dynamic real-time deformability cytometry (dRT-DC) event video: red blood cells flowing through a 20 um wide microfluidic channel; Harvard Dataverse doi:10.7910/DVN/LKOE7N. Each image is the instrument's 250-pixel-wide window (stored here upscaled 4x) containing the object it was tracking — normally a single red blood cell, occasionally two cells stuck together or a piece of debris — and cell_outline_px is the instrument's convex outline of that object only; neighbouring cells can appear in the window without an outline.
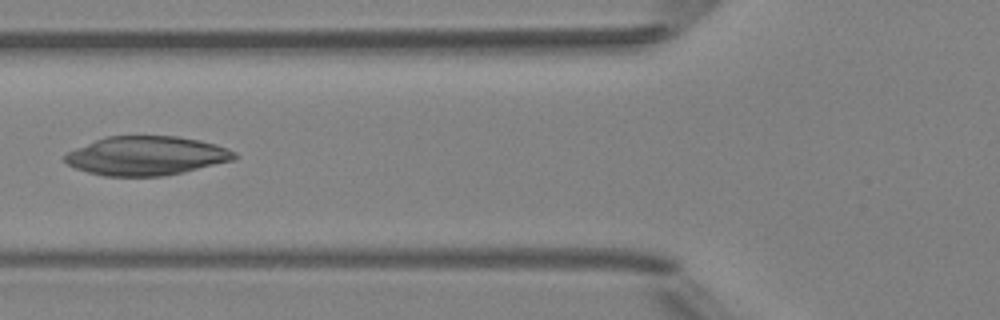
{"species": "Egyptian fruit bat (a non-hibernating species)", "species_latin": "Rousettus aegyptiacus", "temperature_condition": "room temperature", "stored_images_in_passage": 6, "camera_frame_rate_fps": 3000, "um_per_image_px": 0.085, "animal": {"sex": "female"}, "frame": {"image": 1, "passage_image": 6, "time_ms": 5.667, "image_size_px": [1000, 320], "cell_outline_px": [[240, 156], [236, 160], [184, 172], [164, 176], [104, 176], [88, 172], [76, 168], [68, 164], [64, 160], [64, 156], [68, 152], [76, 148], [96, 140], [108, 136], [176, 136], [200, 140], [216, 144], [228, 148], [236, 152]], "centroid_in_image_um": [12.51, 13.24], "position_along_channel_um": 113.3, "area_um2": 38.67}}